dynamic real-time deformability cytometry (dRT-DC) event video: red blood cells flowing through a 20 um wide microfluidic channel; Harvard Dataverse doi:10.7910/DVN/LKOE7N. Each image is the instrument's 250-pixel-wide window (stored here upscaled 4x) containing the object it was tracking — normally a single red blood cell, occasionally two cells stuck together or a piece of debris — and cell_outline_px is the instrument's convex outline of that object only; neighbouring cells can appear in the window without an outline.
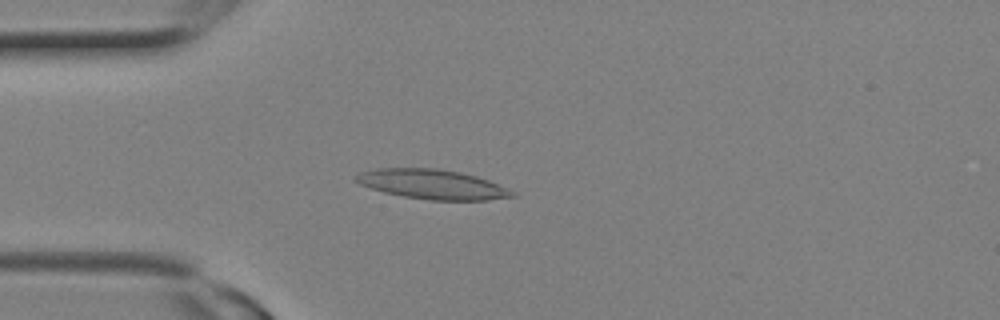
{"species": "Egyptian fruit bat (a non-hibernating species)", "species_latin": "Rousettus aegyptiacus", "temperature_condition": "room temperature", "stored_images_in_passage": 8, "camera_frame_rate_fps": 3000, "um_per_image_px": 0.085, "animal": {"sex": "female"}, "frame": {"image": 1, "passage_image": 3, "time_ms": 0.667, "image_size_px": [1000, 320], "cell_outline_px": [[516, 196], [488, 200], [432, 200], [404, 196], [384, 192], [360, 184], [352, 180], [352, 176], [360, 172], [376, 168], [440, 168], [460, 172], [476, 176], [488, 180], [512, 192]], "centroid_in_image_um": [36.66, 15.65], "position_along_channel_um": 48.3, "area_um2": 26.82}}
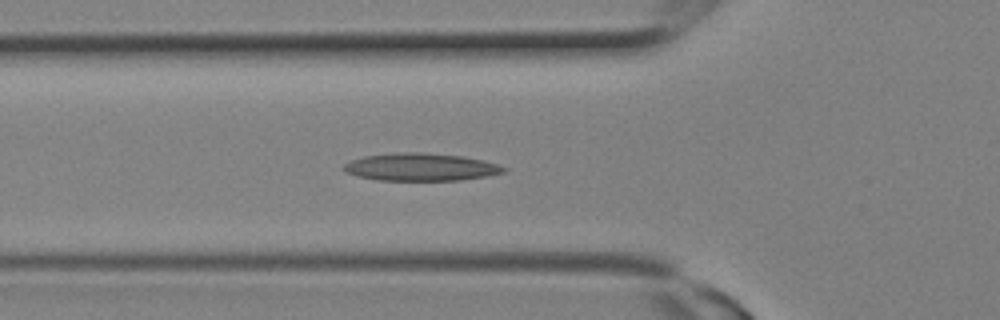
{"frame": {"image": 2, "passage_image": 5, "time_ms": 1.333, "image_size_px": [1000, 320], "cell_outline_px": [[508, 168], [504, 172], [488, 176], [460, 180], [376, 180], [356, 176], [344, 172], [340, 168], [344, 164], [352, 160], [364, 156], [404, 152], [424, 152], [464, 156], [484, 160]], "centroid_in_image_um": [35.75, 14.2], "position_along_channel_um": 90.1, "area_um2": 25.89}}
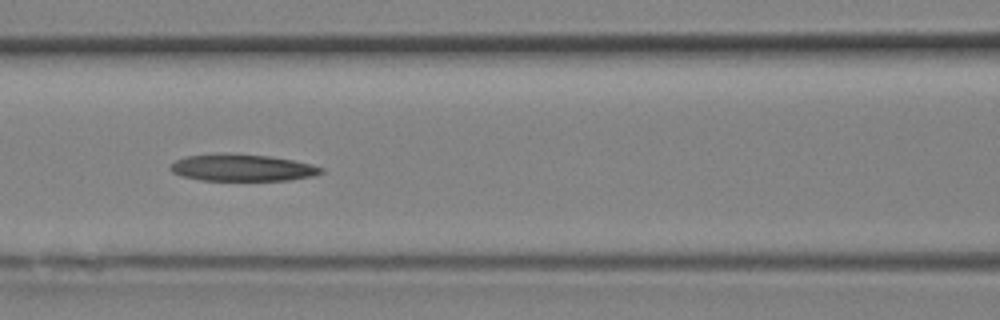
{"frame": {"image": 3, "passage_image": 7, "time_ms": 2.0, "image_size_px": [1000, 320], "cell_outline_px": [[324, 172], [316, 176], [288, 180], [200, 180], [180, 176], [172, 172], [168, 168], [176, 160], [188, 156], [268, 156], [292, 160], [312, 164], [324, 168]], "centroid_in_image_um": [20.66, 14.31], "position_along_channel_um": 145.9, "area_um2": 22.66}}